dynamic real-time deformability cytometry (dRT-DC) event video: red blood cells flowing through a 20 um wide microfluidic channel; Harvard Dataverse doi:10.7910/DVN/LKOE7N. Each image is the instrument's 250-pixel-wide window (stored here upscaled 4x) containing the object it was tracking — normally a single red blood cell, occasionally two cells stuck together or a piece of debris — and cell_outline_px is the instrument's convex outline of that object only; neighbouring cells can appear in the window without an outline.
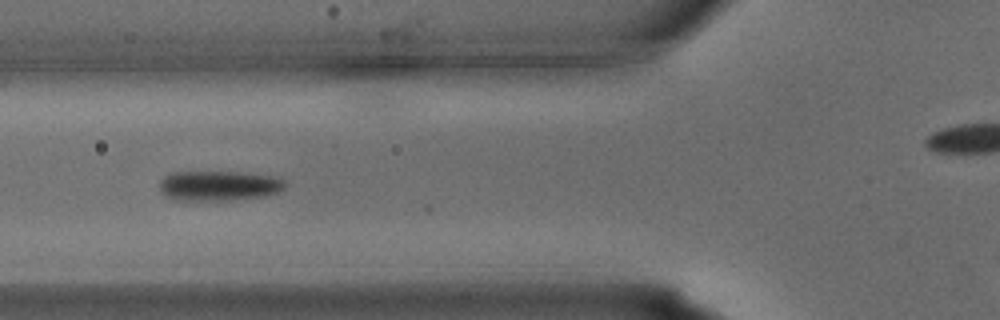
{"species": "common noctule bat (a hibernating species)", "species_latin": "Nyctalus noctula", "temperature_condition": "warm", "stored_images_in_passage": 25, "camera_frame_rate_fps": 3000, "um_per_image_px": 0.085, "animal": {"sex": "male", "body_mass_g": 15.6}, "frame": {"image": 1, "passage_image": 7, "time_ms": 2.0, "image_size_px": [1000, 320], "cell_outline_px": [[288, 184], [280, 192], [264, 196], [236, 200], [172, 200], [160, 192], [160, 180], [164, 176], [172, 172], [244, 172], [276, 176], [284, 180]], "centroid_in_image_um": [18.63, 15.79], "position_along_channel_um": 107.2, "area_um2": 22.37}}
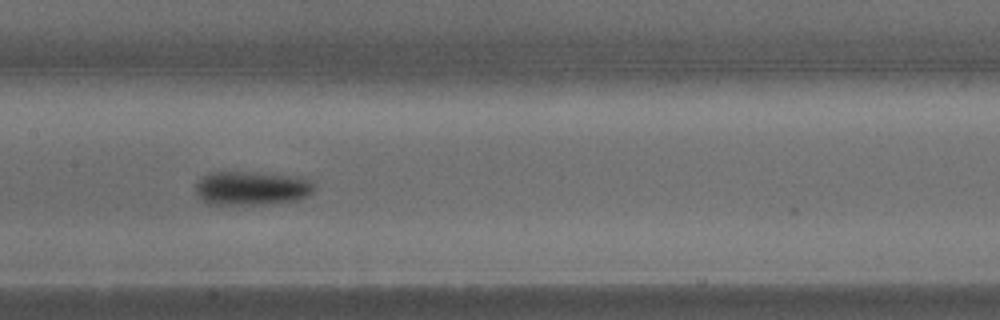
{"frame": {"image": 2, "passage_image": 11, "time_ms": 3.333, "image_size_px": [1000, 320], "cell_outline_px": [[316, 188], [308, 196], [300, 200], [264, 204], [208, 204], [196, 192], [196, 184], [208, 172], [256, 172], [304, 176], [312, 180]], "centroid_in_image_um": [21.49, 15.98], "position_along_channel_um": 185.9, "area_um2": 23.76}}
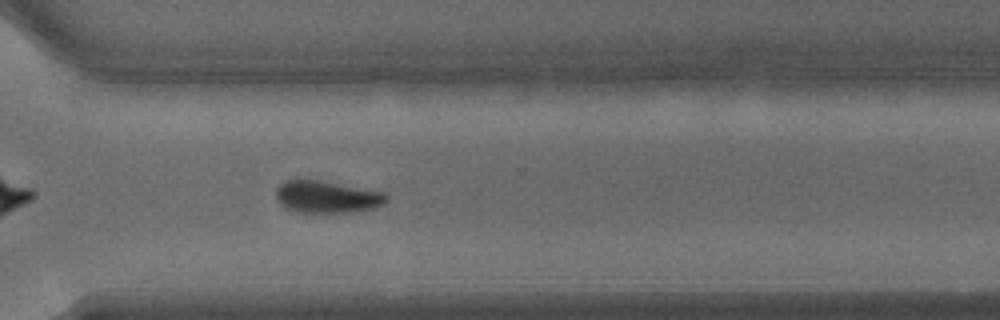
{"frame": {"image": 3, "passage_image": 19, "time_ms": 6.0, "image_size_px": [1000, 320], "cell_outline_px": [[388, 200], [384, 204], [376, 208], [360, 212], [296, 212], [280, 204], [276, 196], [276, 188], [284, 180], [320, 180], [384, 192], [388, 196]], "centroid_in_image_um": [27.83, 16.74], "position_along_channel_um": 342.8, "area_um2": 20.81}}